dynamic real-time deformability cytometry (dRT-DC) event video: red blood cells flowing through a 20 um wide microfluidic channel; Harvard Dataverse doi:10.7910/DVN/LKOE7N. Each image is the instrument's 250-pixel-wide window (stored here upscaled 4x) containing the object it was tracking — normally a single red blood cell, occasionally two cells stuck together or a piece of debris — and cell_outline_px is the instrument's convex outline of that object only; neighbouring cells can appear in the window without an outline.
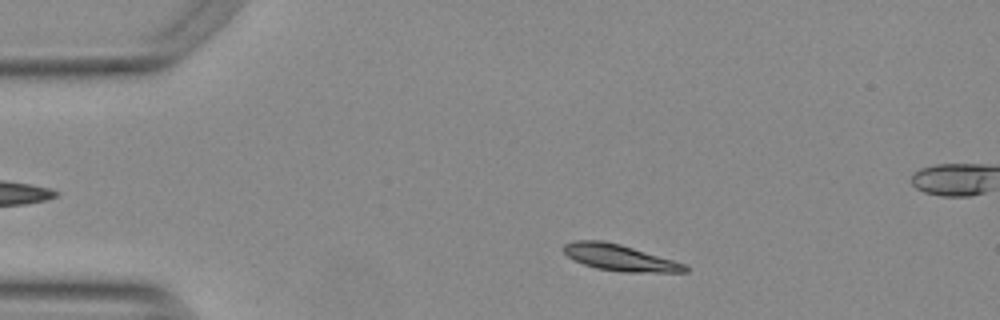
{"species": "Egyptian fruit bat (a non-hibernating species)", "species_latin": "Rousettus aegyptiacus", "temperature_condition": "warm", "stored_images_in_passage": 51, "segment_of_instrument_passage": [1, 2], "camera_frame_rate_fps": 3000, "um_per_image_px": 0.085, "animal": {"sex": "female"}, "frame": {"image": 1, "passage_image": 6, "time_ms": 1.667, "image_size_px": [1000, 320], "cell_outline_px": [[688, 272], [624, 272], [596, 268], [584, 264], [568, 256], [564, 252], [564, 244], [576, 240], [604, 240], [620, 244], [672, 260], [684, 264], [688, 268]], "centroid_in_image_um": [52.66, 21.89], "position_along_channel_um": 32.3, "area_um2": 18.26}}
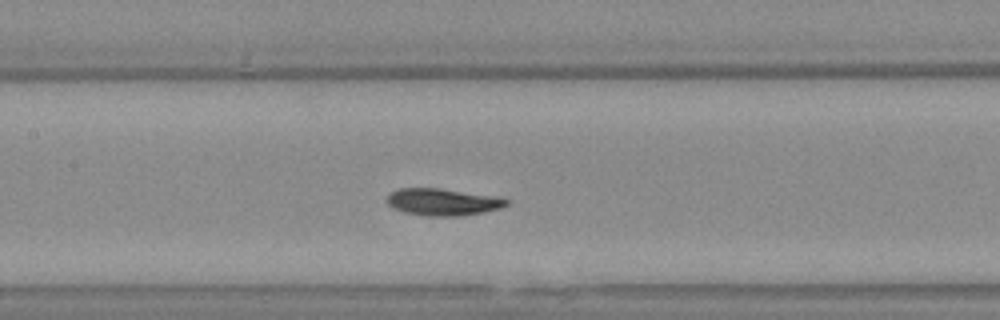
{"frame": {"image": 2, "passage_image": 21, "time_ms": 6.667, "image_size_px": [1000, 320], "cell_outline_px": [[508, 204], [500, 208], [484, 212], [460, 216], [424, 216], [404, 212], [392, 208], [388, 204], [388, 196], [392, 192], [400, 188], [440, 188], [508, 200]], "centroid_in_image_um": [37.55, 17.19], "position_along_channel_um": 169.8, "area_um2": 18.32}}
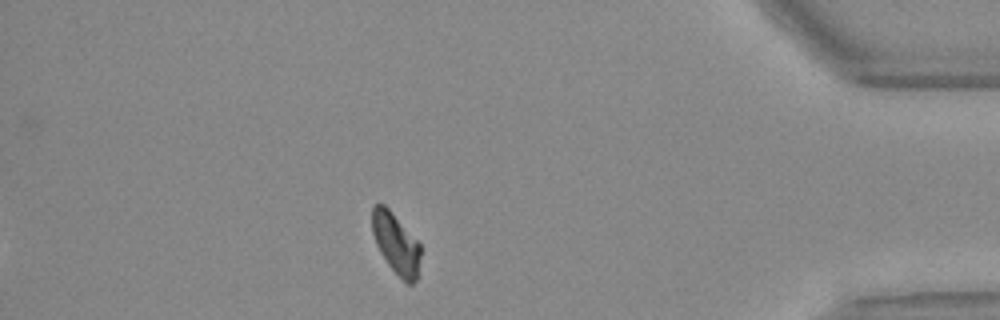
{"frame": {"image": 3, "passage_image": 43, "time_ms": 14.0, "image_size_px": [1000, 320], "cell_outline_px": [[420, 256], [416, 280], [412, 284], [408, 284], [388, 264], [380, 252], [376, 244], [372, 232], [372, 204], [384, 204], [388, 208], [420, 244]], "centroid_in_image_um": [33.63, 20.68], "position_along_channel_um": 401.6, "area_um2": 16.76}}